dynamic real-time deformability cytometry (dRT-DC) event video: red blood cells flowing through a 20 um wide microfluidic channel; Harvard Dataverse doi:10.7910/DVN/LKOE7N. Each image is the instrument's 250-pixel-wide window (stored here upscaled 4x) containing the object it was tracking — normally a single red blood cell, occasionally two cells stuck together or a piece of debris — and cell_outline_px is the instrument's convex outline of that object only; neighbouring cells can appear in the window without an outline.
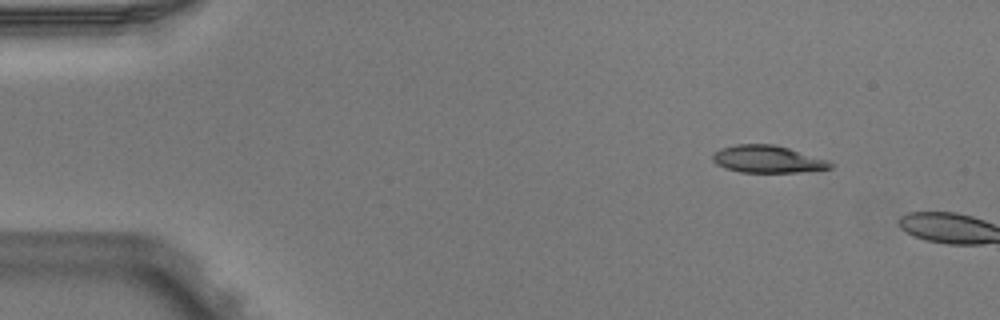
{"species": "Egyptian fruit bat (a non-hibernating species)", "species_latin": "Rousettus aegyptiacus", "temperature_condition": "warm", "stored_images_in_passage": 2, "camera_frame_rate_fps": 3000, "um_per_image_px": 0.085, "animal": {"sex": "male"}, "frame": {"image": 1, "passage_image": 1, "time_ms": 0.0, "image_size_px": [1000, 320], "cell_outline_px": [[836, 164], [832, 168], [800, 172], [740, 172], [724, 168], [716, 164], [712, 160], [712, 156], [716, 152], [724, 148], [736, 144], [772, 144], [788, 148], [828, 160]], "centroid_in_image_um": [65.27, 13.54], "position_along_channel_um": 19.7, "area_um2": 18.61}}